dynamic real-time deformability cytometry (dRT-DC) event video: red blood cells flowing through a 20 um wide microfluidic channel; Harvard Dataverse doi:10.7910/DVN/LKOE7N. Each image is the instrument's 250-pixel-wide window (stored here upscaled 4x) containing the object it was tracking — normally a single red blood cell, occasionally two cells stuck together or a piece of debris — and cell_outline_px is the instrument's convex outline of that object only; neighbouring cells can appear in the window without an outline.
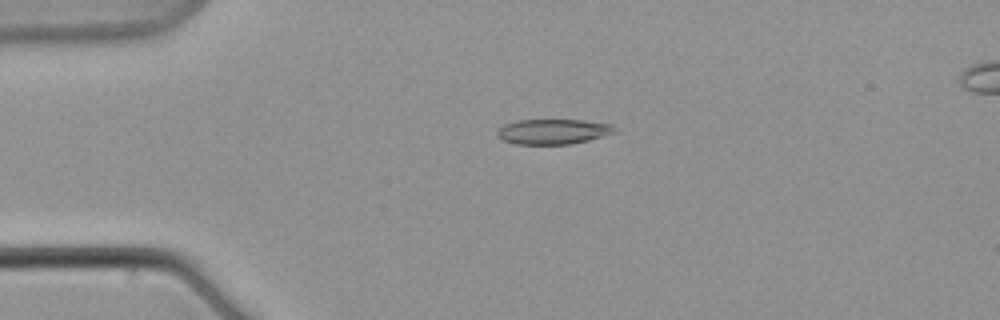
{"species": "common noctule bat (a hibernating species)", "species_latin": "Nyctalus noctula", "temperature_condition": "warm", "stored_images_in_passage": 8, "camera_frame_rate_fps": 3000, "um_per_image_px": 0.085, "animal": {"sex": "male", "body_mass_g": 21.5, "forearm_length_mm": 52.0}, "frame": {"image": 1, "passage_image": 4, "time_ms": 5.0, "image_size_px": [1000, 320], "cell_outline_px": [[616, 132], [588, 140], [572, 144], [516, 144], [500, 140], [496, 136], [496, 132], [504, 124], [516, 120], [584, 120], [612, 124], [616, 128]], "centroid_in_image_um": [46.98, 11.18], "position_along_channel_um": 38.0, "area_um2": 17.34}}
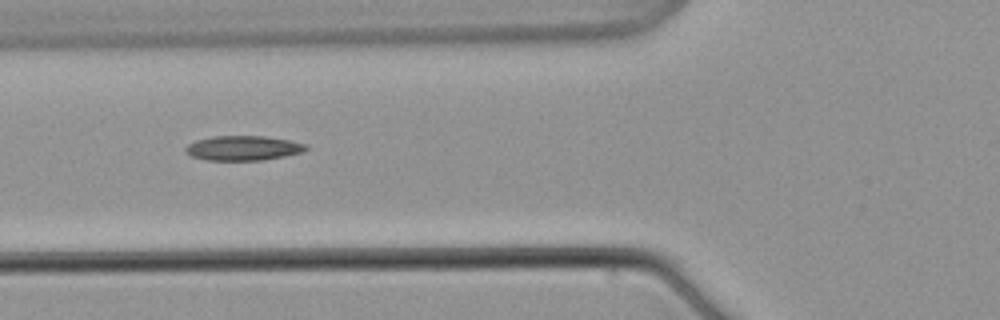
{"frame": {"image": 2, "passage_image": 7, "time_ms": 8.667, "image_size_px": [1000, 320], "cell_outline_px": [[308, 148], [300, 152], [284, 156], [260, 160], [208, 160], [192, 156], [184, 152], [184, 148], [188, 144], [196, 140], [212, 136], [264, 136], [288, 140], [308, 144]], "centroid_in_image_um": [20.63, 12.58], "position_along_channel_um": 105.2, "area_um2": 17.22}}